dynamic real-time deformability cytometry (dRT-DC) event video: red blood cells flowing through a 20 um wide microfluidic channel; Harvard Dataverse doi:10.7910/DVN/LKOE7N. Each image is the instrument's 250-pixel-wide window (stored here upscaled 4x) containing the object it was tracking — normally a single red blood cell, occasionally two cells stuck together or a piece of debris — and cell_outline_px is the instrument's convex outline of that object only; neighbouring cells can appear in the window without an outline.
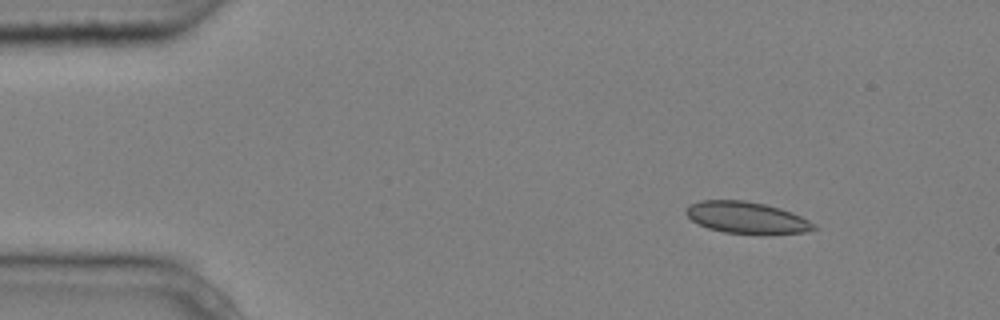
{"species": "common noctule bat (a hibernating species)", "species_latin": "Nyctalus noctula", "temperature_condition": "cold", "stored_images_in_passage": 4, "segment_of_instrument_passage": [1, 2], "camera_frame_rate_fps": 3000, "um_per_image_px": 0.085, "animal": {"sex": "male", "body_mass_g": 20.4}, "frame": {"image": 1, "passage_image": 1, "time_ms": 0.0, "image_size_px": [1000, 320], "cell_outline_px": [[816, 228], [804, 232], [724, 232], [708, 228], [692, 220], [684, 212], [692, 204], [700, 200], [744, 200], [764, 204], [780, 208], [792, 212], [816, 224]], "centroid_in_image_um": [63.44, 18.46], "position_along_channel_um": 21.6, "area_um2": 22.72}}